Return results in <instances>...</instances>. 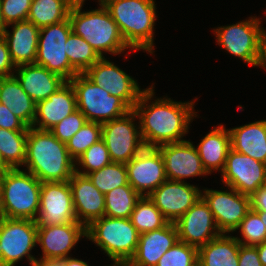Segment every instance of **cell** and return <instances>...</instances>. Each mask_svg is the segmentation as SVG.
<instances>
[{
  "label": "cell",
  "mask_w": 266,
  "mask_h": 266,
  "mask_svg": "<svg viewBox=\"0 0 266 266\" xmlns=\"http://www.w3.org/2000/svg\"><path fill=\"white\" fill-rule=\"evenodd\" d=\"M239 266H262L256 246L240 244Z\"/></svg>",
  "instance_id": "44"
},
{
  "label": "cell",
  "mask_w": 266,
  "mask_h": 266,
  "mask_svg": "<svg viewBox=\"0 0 266 266\" xmlns=\"http://www.w3.org/2000/svg\"><path fill=\"white\" fill-rule=\"evenodd\" d=\"M250 205L253 211H266V184L260 186L250 196Z\"/></svg>",
  "instance_id": "45"
},
{
  "label": "cell",
  "mask_w": 266,
  "mask_h": 266,
  "mask_svg": "<svg viewBox=\"0 0 266 266\" xmlns=\"http://www.w3.org/2000/svg\"><path fill=\"white\" fill-rule=\"evenodd\" d=\"M148 197L163 216L174 223L201 198V190L186 181L167 179Z\"/></svg>",
  "instance_id": "17"
},
{
  "label": "cell",
  "mask_w": 266,
  "mask_h": 266,
  "mask_svg": "<svg viewBox=\"0 0 266 266\" xmlns=\"http://www.w3.org/2000/svg\"><path fill=\"white\" fill-rule=\"evenodd\" d=\"M112 266H128V265L127 264H113Z\"/></svg>",
  "instance_id": "55"
},
{
  "label": "cell",
  "mask_w": 266,
  "mask_h": 266,
  "mask_svg": "<svg viewBox=\"0 0 266 266\" xmlns=\"http://www.w3.org/2000/svg\"><path fill=\"white\" fill-rule=\"evenodd\" d=\"M156 266H198V248L178 240L161 256Z\"/></svg>",
  "instance_id": "38"
},
{
  "label": "cell",
  "mask_w": 266,
  "mask_h": 266,
  "mask_svg": "<svg viewBox=\"0 0 266 266\" xmlns=\"http://www.w3.org/2000/svg\"><path fill=\"white\" fill-rule=\"evenodd\" d=\"M16 67L11 60L6 40L0 35V78L14 75Z\"/></svg>",
  "instance_id": "43"
},
{
  "label": "cell",
  "mask_w": 266,
  "mask_h": 266,
  "mask_svg": "<svg viewBox=\"0 0 266 266\" xmlns=\"http://www.w3.org/2000/svg\"><path fill=\"white\" fill-rule=\"evenodd\" d=\"M87 176L104 195L116 187L128 184L127 167L124 163L112 162Z\"/></svg>",
  "instance_id": "35"
},
{
  "label": "cell",
  "mask_w": 266,
  "mask_h": 266,
  "mask_svg": "<svg viewBox=\"0 0 266 266\" xmlns=\"http://www.w3.org/2000/svg\"><path fill=\"white\" fill-rule=\"evenodd\" d=\"M131 50L153 54L156 4L154 0H103Z\"/></svg>",
  "instance_id": "3"
},
{
  "label": "cell",
  "mask_w": 266,
  "mask_h": 266,
  "mask_svg": "<svg viewBox=\"0 0 266 266\" xmlns=\"http://www.w3.org/2000/svg\"><path fill=\"white\" fill-rule=\"evenodd\" d=\"M102 137L101 123L87 121L67 142L70 157L76 161L91 145Z\"/></svg>",
  "instance_id": "36"
},
{
  "label": "cell",
  "mask_w": 266,
  "mask_h": 266,
  "mask_svg": "<svg viewBox=\"0 0 266 266\" xmlns=\"http://www.w3.org/2000/svg\"><path fill=\"white\" fill-rule=\"evenodd\" d=\"M72 32L69 18L59 23L40 28L35 64L44 66L51 72L70 81L79 74L70 64L66 54V41Z\"/></svg>",
  "instance_id": "10"
},
{
  "label": "cell",
  "mask_w": 266,
  "mask_h": 266,
  "mask_svg": "<svg viewBox=\"0 0 266 266\" xmlns=\"http://www.w3.org/2000/svg\"><path fill=\"white\" fill-rule=\"evenodd\" d=\"M5 27L6 26L3 23V19H2V16H1V7H0V35L2 34V32H3Z\"/></svg>",
  "instance_id": "52"
},
{
  "label": "cell",
  "mask_w": 266,
  "mask_h": 266,
  "mask_svg": "<svg viewBox=\"0 0 266 266\" xmlns=\"http://www.w3.org/2000/svg\"><path fill=\"white\" fill-rule=\"evenodd\" d=\"M77 222L88 227L93 221L105 216V195L88 176L74 173L69 179Z\"/></svg>",
  "instance_id": "21"
},
{
  "label": "cell",
  "mask_w": 266,
  "mask_h": 266,
  "mask_svg": "<svg viewBox=\"0 0 266 266\" xmlns=\"http://www.w3.org/2000/svg\"><path fill=\"white\" fill-rule=\"evenodd\" d=\"M65 45L68 60L79 74L85 73L101 58L87 41L73 31L69 34Z\"/></svg>",
  "instance_id": "34"
},
{
  "label": "cell",
  "mask_w": 266,
  "mask_h": 266,
  "mask_svg": "<svg viewBox=\"0 0 266 266\" xmlns=\"http://www.w3.org/2000/svg\"><path fill=\"white\" fill-rule=\"evenodd\" d=\"M175 223L140 234L135 255L128 266H156L161 256L178 241Z\"/></svg>",
  "instance_id": "23"
},
{
  "label": "cell",
  "mask_w": 266,
  "mask_h": 266,
  "mask_svg": "<svg viewBox=\"0 0 266 266\" xmlns=\"http://www.w3.org/2000/svg\"><path fill=\"white\" fill-rule=\"evenodd\" d=\"M112 163L106 144L102 139L91 145L76 161L75 172L87 176L93 171L100 170ZM82 167L79 170L78 168Z\"/></svg>",
  "instance_id": "37"
},
{
  "label": "cell",
  "mask_w": 266,
  "mask_h": 266,
  "mask_svg": "<svg viewBox=\"0 0 266 266\" xmlns=\"http://www.w3.org/2000/svg\"><path fill=\"white\" fill-rule=\"evenodd\" d=\"M83 6L84 3H74L70 9L72 31L87 41L101 58L104 53L118 55L131 49L103 3L90 11H82Z\"/></svg>",
  "instance_id": "4"
},
{
  "label": "cell",
  "mask_w": 266,
  "mask_h": 266,
  "mask_svg": "<svg viewBox=\"0 0 266 266\" xmlns=\"http://www.w3.org/2000/svg\"><path fill=\"white\" fill-rule=\"evenodd\" d=\"M10 168L4 163L1 155H0V174H2L3 172L9 170Z\"/></svg>",
  "instance_id": "50"
},
{
  "label": "cell",
  "mask_w": 266,
  "mask_h": 266,
  "mask_svg": "<svg viewBox=\"0 0 266 266\" xmlns=\"http://www.w3.org/2000/svg\"><path fill=\"white\" fill-rule=\"evenodd\" d=\"M28 130H7L0 128V155L10 168H21L26 159Z\"/></svg>",
  "instance_id": "31"
},
{
  "label": "cell",
  "mask_w": 266,
  "mask_h": 266,
  "mask_svg": "<svg viewBox=\"0 0 266 266\" xmlns=\"http://www.w3.org/2000/svg\"><path fill=\"white\" fill-rule=\"evenodd\" d=\"M137 114L130 110L121 118L101 124V139L106 144L112 162L128 163L144 147L139 125L135 124Z\"/></svg>",
  "instance_id": "11"
},
{
  "label": "cell",
  "mask_w": 266,
  "mask_h": 266,
  "mask_svg": "<svg viewBox=\"0 0 266 266\" xmlns=\"http://www.w3.org/2000/svg\"><path fill=\"white\" fill-rule=\"evenodd\" d=\"M0 218H3V207H2L1 191H0Z\"/></svg>",
  "instance_id": "53"
},
{
  "label": "cell",
  "mask_w": 266,
  "mask_h": 266,
  "mask_svg": "<svg viewBox=\"0 0 266 266\" xmlns=\"http://www.w3.org/2000/svg\"><path fill=\"white\" fill-rule=\"evenodd\" d=\"M163 157L168 180L182 181L208 175L197 148L190 140L164 144L157 147Z\"/></svg>",
  "instance_id": "19"
},
{
  "label": "cell",
  "mask_w": 266,
  "mask_h": 266,
  "mask_svg": "<svg viewBox=\"0 0 266 266\" xmlns=\"http://www.w3.org/2000/svg\"><path fill=\"white\" fill-rule=\"evenodd\" d=\"M85 115L76 110L50 129V132L61 142L66 143L87 122Z\"/></svg>",
  "instance_id": "40"
},
{
  "label": "cell",
  "mask_w": 266,
  "mask_h": 266,
  "mask_svg": "<svg viewBox=\"0 0 266 266\" xmlns=\"http://www.w3.org/2000/svg\"><path fill=\"white\" fill-rule=\"evenodd\" d=\"M202 164L208 174L224 170L231 149L230 133L222 124L213 128L196 146Z\"/></svg>",
  "instance_id": "27"
},
{
  "label": "cell",
  "mask_w": 266,
  "mask_h": 266,
  "mask_svg": "<svg viewBox=\"0 0 266 266\" xmlns=\"http://www.w3.org/2000/svg\"><path fill=\"white\" fill-rule=\"evenodd\" d=\"M70 83L76 93L77 109L88 121L102 124L121 118L131 110L120 98L92 82L84 73L75 75Z\"/></svg>",
  "instance_id": "7"
},
{
  "label": "cell",
  "mask_w": 266,
  "mask_h": 266,
  "mask_svg": "<svg viewBox=\"0 0 266 266\" xmlns=\"http://www.w3.org/2000/svg\"><path fill=\"white\" fill-rule=\"evenodd\" d=\"M228 130L231 149L266 164V119Z\"/></svg>",
  "instance_id": "26"
},
{
  "label": "cell",
  "mask_w": 266,
  "mask_h": 266,
  "mask_svg": "<svg viewBox=\"0 0 266 266\" xmlns=\"http://www.w3.org/2000/svg\"><path fill=\"white\" fill-rule=\"evenodd\" d=\"M24 166L40 182H67L75 173V161L66 143L59 141L50 130L28 128Z\"/></svg>",
  "instance_id": "2"
},
{
  "label": "cell",
  "mask_w": 266,
  "mask_h": 266,
  "mask_svg": "<svg viewBox=\"0 0 266 266\" xmlns=\"http://www.w3.org/2000/svg\"><path fill=\"white\" fill-rule=\"evenodd\" d=\"M130 220L140 234L164 227L169 222L148 196H142L136 203Z\"/></svg>",
  "instance_id": "33"
},
{
  "label": "cell",
  "mask_w": 266,
  "mask_h": 266,
  "mask_svg": "<svg viewBox=\"0 0 266 266\" xmlns=\"http://www.w3.org/2000/svg\"><path fill=\"white\" fill-rule=\"evenodd\" d=\"M0 128L7 130H28L29 127L15 116L7 106L0 103Z\"/></svg>",
  "instance_id": "42"
},
{
  "label": "cell",
  "mask_w": 266,
  "mask_h": 266,
  "mask_svg": "<svg viewBox=\"0 0 266 266\" xmlns=\"http://www.w3.org/2000/svg\"><path fill=\"white\" fill-rule=\"evenodd\" d=\"M64 266H89V263L70 256L64 259Z\"/></svg>",
  "instance_id": "47"
},
{
  "label": "cell",
  "mask_w": 266,
  "mask_h": 266,
  "mask_svg": "<svg viewBox=\"0 0 266 266\" xmlns=\"http://www.w3.org/2000/svg\"><path fill=\"white\" fill-rule=\"evenodd\" d=\"M35 266H64V259L37 260Z\"/></svg>",
  "instance_id": "46"
},
{
  "label": "cell",
  "mask_w": 266,
  "mask_h": 266,
  "mask_svg": "<svg viewBox=\"0 0 266 266\" xmlns=\"http://www.w3.org/2000/svg\"><path fill=\"white\" fill-rule=\"evenodd\" d=\"M103 0H98V3H102ZM73 3H85V0H73Z\"/></svg>",
  "instance_id": "54"
},
{
  "label": "cell",
  "mask_w": 266,
  "mask_h": 266,
  "mask_svg": "<svg viewBox=\"0 0 266 266\" xmlns=\"http://www.w3.org/2000/svg\"><path fill=\"white\" fill-rule=\"evenodd\" d=\"M239 247L235 236L221 233L198 248V266H239Z\"/></svg>",
  "instance_id": "29"
},
{
  "label": "cell",
  "mask_w": 266,
  "mask_h": 266,
  "mask_svg": "<svg viewBox=\"0 0 266 266\" xmlns=\"http://www.w3.org/2000/svg\"><path fill=\"white\" fill-rule=\"evenodd\" d=\"M86 236V227L79 222L62 225L38 226L37 244L42 249V256L38 260L65 259L79 242Z\"/></svg>",
  "instance_id": "20"
},
{
  "label": "cell",
  "mask_w": 266,
  "mask_h": 266,
  "mask_svg": "<svg viewBox=\"0 0 266 266\" xmlns=\"http://www.w3.org/2000/svg\"><path fill=\"white\" fill-rule=\"evenodd\" d=\"M259 66L266 69V34L262 41L261 58Z\"/></svg>",
  "instance_id": "49"
},
{
  "label": "cell",
  "mask_w": 266,
  "mask_h": 266,
  "mask_svg": "<svg viewBox=\"0 0 266 266\" xmlns=\"http://www.w3.org/2000/svg\"><path fill=\"white\" fill-rule=\"evenodd\" d=\"M77 222L72 191L67 182H42L37 226Z\"/></svg>",
  "instance_id": "13"
},
{
  "label": "cell",
  "mask_w": 266,
  "mask_h": 266,
  "mask_svg": "<svg viewBox=\"0 0 266 266\" xmlns=\"http://www.w3.org/2000/svg\"><path fill=\"white\" fill-rule=\"evenodd\" d=\"M261 218L262 222L266 226V211H255Z\"/></svg>",
  "instance_id": "51"
},
{
  "label": "cell",
  "mask_w": 266,
  "mask_h": 266,
  "mask_svg": "<svg viewBox=\"0 0 266 266\" xmlns=\"http://www.w3.org/2000/svg\"><path fill=\"white\" fill-rule=\"evenodd\" d=\"M128 183L141 196H148L167 180L163 157L156 147H144L128 163Z\"/></svg>",
  "instance_id": "16"
},
{
  "label": "cell",
  "mask_w": 266,
  "mask_h": 266,
  "mask_svg": "<svg viewBox=\"0 0 266 266\" xmlns=\"http://www.w3.org/2000/svg\"><path fill=\"white\" fill-rule=\"evenodd\" d=\"M76 110L75 90L70 81H66L55 93L36 104V116L32 127L50 130Z\"/></svg>",
  "instance_id": "22"
},
{
  "label": "cell",
  "mask_w": 266,
  "mask_h": 266,
  "mask_svg": "<svg viewBox=\"0 0 266 266\" xmlns=\"http://www.w3.org/2000/svg\"><path fill=\"white\" fill-rule=\"evenodd\" d=\"M154 84L140 95L133 111L139 118L140 133L145 147H159L164 144L185 141L189 124L197 117L195 100L173 101L171 98H155ZM153 98V99H152ZM150 101V103H149Z\"/></svg>",
  "instance_id": "1"
},
{
  "label": "cell",
  "mask_w": 266,
  "mask_h": 266,
  "mask_svg": "<svg viewBox=\"0 0 266 266\" xmlns=\"http://www.w3.org/2000/svg\"><path fill=\"white\" fill-rule=\"evenodd\" d=\"M14 76L36 104L47 99L66 82L60 75L35 63L16 67Z\"/></svg>",
  "instance_id": "25"
},
{
  "label": "cell",
  "mask_w": 266,
  "mask_h": 266,
  "mask_svg": "<svg viewBox=\"0 0 266 266\" xmlns=\"http://www.w3.org/2000/svg\"><path fill=\"white\" fill-rule=\"evenodd\" d=\"M256 247L262 266H266V240H264L261 244L256 245Z\"/></svg>",
  "instance_id": "48"
},
{
  "label": "cell",
  "mask_w": 266,
  "mask_h": 266,
  "mask_svg": "<svg viewBox=\"0 0 266 266\" xmlns=\"http://www.w3.org/2000/svg\"><path fill=\"white\" fill-rule=\"evenodd\" d=\"M216 42L248 65L259 67L262 41L266 34L256 16L228 26L215 28Z\"/></svg>",
  "instance_id": "8"
},
{
  "label": "cell",
  "mask_w": 266,
  "mask_h": 266,
  "mask_svg": "<svg viewBox=\"0 0 266 266\" xmlns=\"http://www.w3.org/2000/svg\"><path fill=\"white\" fill-rule=\"evenodd\" d=\"M84 74L111 95L120 98L131 110L145 90L140 89L137 80L105 57L100 58Z\"/></svg>",
  "instance_id": "14"
},
{
  "label": "cell",
  "mask_w": 266,
  "mask_h": 266,
  "mask_svg": "<svg viewBox=\"0 0 266 266\" xmlns=\"http://www.w3.org/2000/svg\"><path fill=\"white\" fill-rule=\"evenodd\" d=\"M239 229L243 239L239 237L236 239L240 244L256 246L266 240V226L253 210L243 218L237 230Z\"/></svg>",
  "instance_id": "39"
},
{
  "label": "cell",
  "mask_w": 266,
  "mask_h": 266,
  "mask_svg": "<svg viewBox=\"0 0 266 266\" xmlns=\"http://www.w3.org/2000/svg\"><path fill=\"white\" fill-rule=\"evenodd\" d=\"M221 176L225 187L251 196L266 184V164L230 149Z\"/></svg>",
  "instance_id": "15"
},
{
  "label": "cell",
  "mask_w": 266,
  "mask_h": 266,
  "mask_svg": "<svg viewBox=\"0 0 266 266\" xmlns=\"http://www.w3.org/2000/svg\"><path fill=\"white\" fill-rule=\"evenodd\" d=\"M174 223L179 241L197 248L221 234L212 211L202 197Z\"/></svg>",
  "instance_id": "18"
},
{
  "label": "cell",
  "mask_w": 266,
  "mask_h": 266,
  "mask_svg": "<svg viewBox=\"0 0 266 266\" xmlns=\"http://www.w3.org/2000/svg\"><path fill=\"white\" fill-rule=\"evenodd\" d=\"M0 103L7 106L28 127H32L36 116V103L23 90L14 75L0 78Z\"/></svg>",
  "instance_id": "28"
},
{
  "label": "cell",
  "mask_w": 266,
  "mask_h": 266,
  "mask_svg": "<svg viewBox=\"0 0 266 266\" xmlns=\"http://www.w3.org/2000/svg\"><path fill=\"white\" fill-rule=\"evenodd\" d=\"M201 197L212 211L221 233L236 232L243 218L251 210L250 196L231 187L225 191L203 189Z\"/></svg>",
  "instance_id": "12"
},
{
  "label": "cell",
  "mask_w": 266,
  "mask_h": 266,
  "mask_svg": "<svg viewBox=\"0 0 266 266\" xmlns=\"http://www.w3.org/2000/svg\"><path fill=\"white\" fill-rule=\"evenodd\" d=\"M86 236L113 264H128L136 253L140 233L130 218L103 216L86 227Z\"/></svg>",
  "instance_id": "6"
},
{
  "label": "cell",
  "mask_w": 266,
  "mask_h": 266,
  "mask_svg": "<svg viewBox=\"0 0 266 266\" xmlns=\"http://www.w3.org/2000/svg\"><path fill=\"white\" fill-rule=\"evenodd\" d=\"M36 220L0 218V266H15L26 256L31 266L38 260L31 255L37 245Z\"/></svg>",
  "instance_id": "9"
},
{
  "label": "cell",
  "mask_w": 266,
  "mask_h": 266,
  "mask_svg": "<svg viewBox=\"0 0 266 266\" xmlns=\"http://www.w3.org/2000/svg\"><path fill=\"white\" fill-rule=\"evenodd\" d=\"M32 0H0L4 25L27 20Z\"/></svg>",
  "instance_id": "41"
},
{
  "label": "cell",
  "mask_w": 266,
  "mask_h": 266,
  "mask_svg": "<svg viewBox=\"0 0 266 266\" xmlns=\"http://www.w3.org/2000/svg\"><path fill=\"white\" fill-rule=\"evenodd\" d=\"M141 195L128 183L105 194V216L130 218Z\"/></svg>",
  "instance_id": "32"
},
{
  "label": "cell",
  "mask_w": 266,
  "mask_h": 266,
  "mask_svg": "<svg viewBox=\"0 0 266 266\" xmlns=\"http://www.w3.org/2000/svg\"><path fill=\"white\" fill-rule=\"evenodd\" d=\"M41 184L42 182L25 169H9L0 174L3 217L36 220Z\"/></svg>",
  "instance_id": "5"
},
{
  "label": "cell",
  "mask_w": 266,
  "mask_h": 266,
  "mask_svg": "<svg viewBox=\"0 0 266 266\" xmlns=\"http://www.w3.org/2000/svg\"><path fill=\"white\" fill-rule=\"evenodd\" d=\"M12 25V32L7 27ZM40 28L31 21L23 20L6 25L2 32L15 67L35 63Z\"/></svg>",
  "instance_id": "24"
},
{
  "label": "cell",
  "mask_w": 266,
  "mask_h": 266,
  "mask_svg": "<svg viewBox=\"0 0 266 266\" xmlns=\"http://www.w3.org/2000/svg\"><path fill=\"white\" fill-rule=\"evenodd\" d=\"M73 0H32L27 20L42 28L69 18Z\"/></svg>",
  "instance_id": "30"
}]
</instances>
